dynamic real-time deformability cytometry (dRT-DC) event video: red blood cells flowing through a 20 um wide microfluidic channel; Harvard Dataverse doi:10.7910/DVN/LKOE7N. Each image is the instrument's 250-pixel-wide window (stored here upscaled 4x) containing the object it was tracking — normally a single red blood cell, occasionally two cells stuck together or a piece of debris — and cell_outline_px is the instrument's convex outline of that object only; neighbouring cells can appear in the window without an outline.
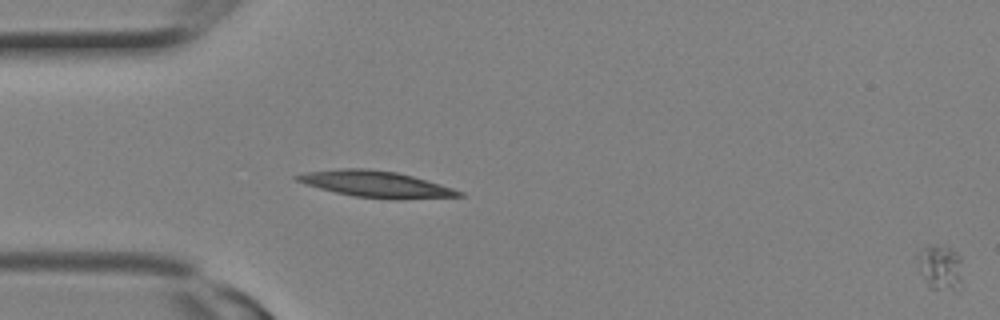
{"species": "Egyptian fruit bat (a non-hibernating species)", "species_latin": "Rousettus aegyptiacus", "temperature_condition": "room temperature", "stored_images_in_passage": 3, "camera_frame_rate_fps": 3000, "um_per_image_px": 0.085, "animal": {"sex": "female"}, "frame": {"image": 1, "passage_image": 3, "time_ms": 0.667, "image_size_px": [1000, 320], "cell_outline_px": [[960, 292], [956, 292], [928, 288], [920, 272], [916, 260], [916, 256], [924, 248], [948, 248], [956, 252], [960, 256]], "centroid_in_image_um": [79.91, 22.84], "position_along_channel_um": 5.1, "area_um2": 11.62}}